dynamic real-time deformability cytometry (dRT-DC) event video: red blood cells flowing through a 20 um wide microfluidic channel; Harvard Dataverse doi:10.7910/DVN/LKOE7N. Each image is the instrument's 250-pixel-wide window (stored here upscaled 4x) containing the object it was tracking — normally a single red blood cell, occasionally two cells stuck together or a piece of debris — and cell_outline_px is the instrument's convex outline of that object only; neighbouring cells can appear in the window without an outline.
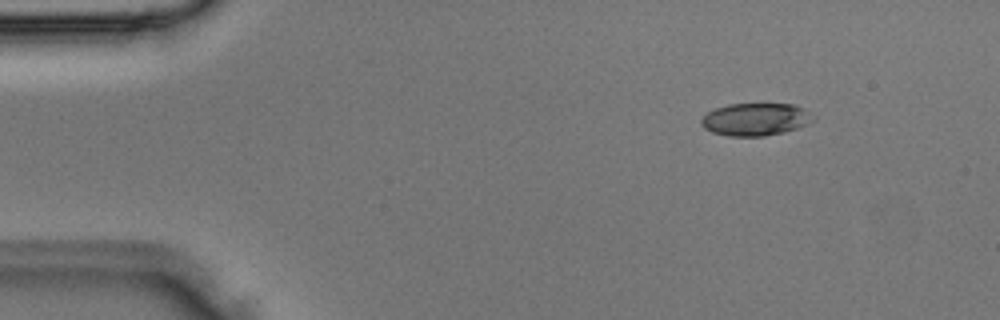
{"species": "Egyptian fruit bat (a non-hibernating species)", "species_latin": "Rousettus aegyptiacus", "temperature_condition": "room temperature", "stored_images_in_passage": 3, "camera_frame_rate_fps": 3000, "um_per_image_px": 0.085, "animal": {"sex": "male"}, "frame": {"image": 1, "passage_image": 1, "time_ms": 0.0, "image_size_px": [1000, 320], "cell_outline_px": [[816, 116], [812, 120], [796, 128], [784, 132], [764, 136], [728, 136], [712, 132], [704, 128], [700, 124], [700, 120], [708, 112], [716, 108], [728, 104], [796, 104], [804, 108]], "centroid_in_image_um": [64.21, 10.14], "position_along_channel_um": 20.8, "area_um2": 21.21}}
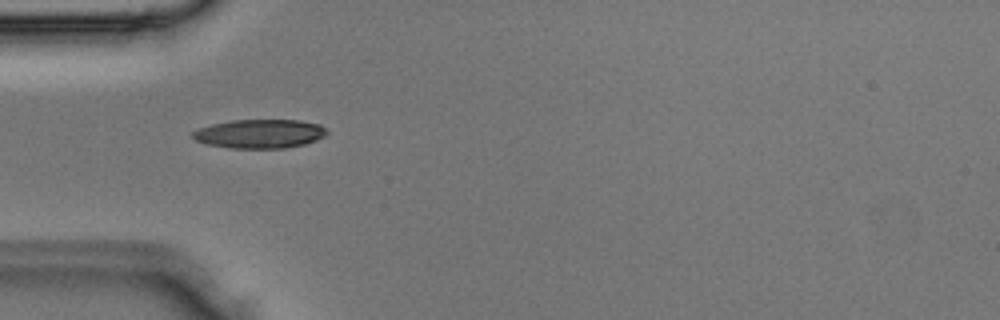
{"frame": {"image": 2, "passage_image": 3, "time_ms": 0.667, "image_size_px": [1000, 320], "cell_outline_px": [[328, 132], [324, 136], [316, 140], [304, 144], [284, 148], [228, 148], [204, 144], [196, 140], [192, 136], [192, 132], [196, 128], [212, 124], [232, 120], [300, 120], [320, 124]], "centroid_in_image_um": [22.04, 11.37], "position_along_channel_um": 63.0, "area_um2": 22.72}}